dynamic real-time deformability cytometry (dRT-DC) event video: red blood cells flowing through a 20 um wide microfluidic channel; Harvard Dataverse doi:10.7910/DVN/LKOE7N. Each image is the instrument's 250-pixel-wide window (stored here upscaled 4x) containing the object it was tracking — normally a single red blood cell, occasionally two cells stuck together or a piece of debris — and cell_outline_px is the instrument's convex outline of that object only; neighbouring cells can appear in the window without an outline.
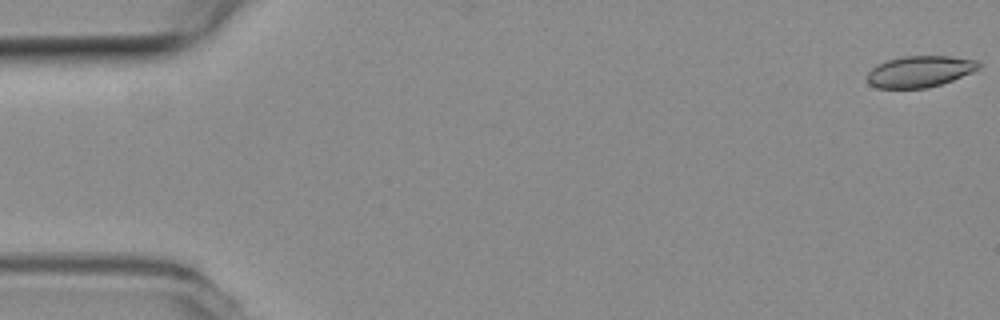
{"species": "common noctule bat (a hibernating species)", "species_latin": "Nyctalus noctula", "temperature_condition": "room temperature", "stored_images_in_passage": 22, "camera_frame_rate_fps": 3000, "um_per_image_px": 0.085, "animal": {"sex": "female", "body_mass_g": 19.3, "forearm_length_mm": 54.1}, "frame": {"image": 1, "passage_image": 1, "time_ms": 0.0, "image_size_px": [1000, 320], "cell_outline_px": [[980, 68], [972, 72], [952, 80], [928, 88], [876, 88], [868, 84], [868, 72], [876, 64], [888, 60], [904, 56], [948, 56], [976, 60], [980, 64]], "centroid_in_image_um": [78.16, 6.08], "position_along_channel_um": 6.8, "area_um2": 20.29}}
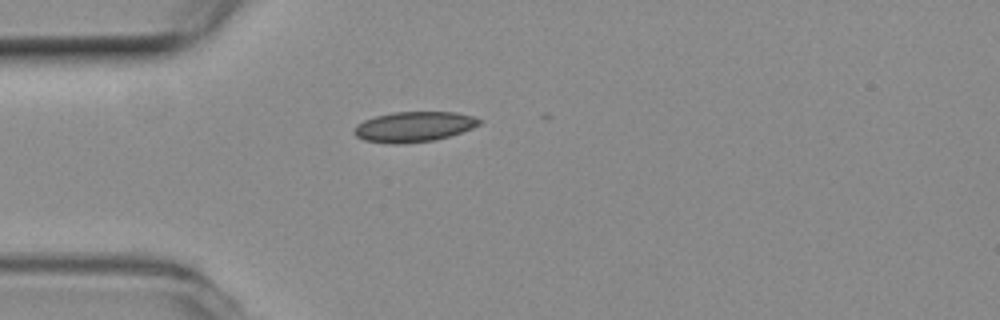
{"frame": {"image": 2, "passage_image": 15, "time_ms": 4.667, "image_size_px": [1000, 320], "cell_outline_px": [[480, 124], [472, 128], [436, 140], [400, 144], [388, 144], [364, 140], [356, 136], [352, 132], [356, 124], [364, 120], [376, 116], [392, 112], [456, 112], [472, 116], [480, 120]], "centroid_in_image_um": [35.12, 10.78], "position_along_channel_um": 49.9, "area_um2": 22.08}}
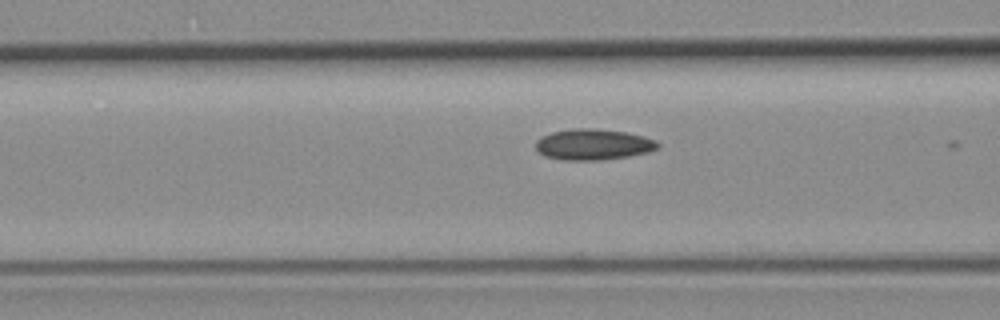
{"frame": {"image": 3, "passage_image": 21, "time_ms": 6.667, "image_size_px": [1000, 320], "cell_outline_px": [[660, 148], [648, 152], [628, 156], [600, 160], [564, 160], [544, 156], [536, 148], [536, 140], [552, 132], [572, 128], [596, 128], [624, 132], [656, 140], [660, 144]], "centroid_in_image_um": [50.43, 12.28], "position_along_channel_um": 116.2, "area_um2": 21.91}}